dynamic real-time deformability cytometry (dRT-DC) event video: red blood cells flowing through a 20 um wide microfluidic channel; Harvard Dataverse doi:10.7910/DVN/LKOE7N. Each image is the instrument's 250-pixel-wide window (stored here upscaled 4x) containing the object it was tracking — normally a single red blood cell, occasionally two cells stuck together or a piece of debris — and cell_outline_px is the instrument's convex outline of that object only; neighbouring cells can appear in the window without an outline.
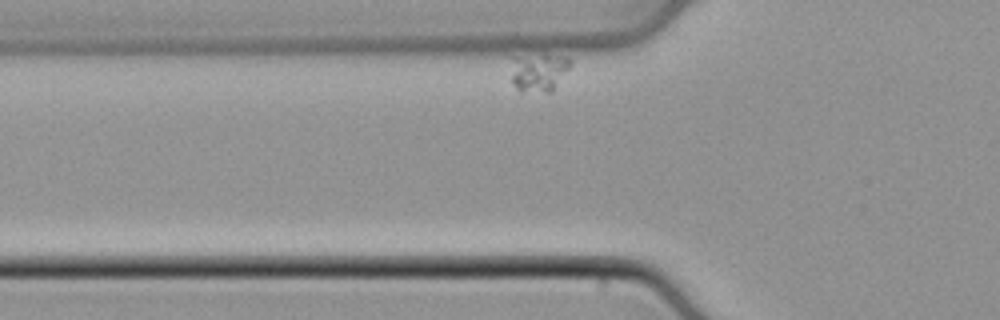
{"species": "common noctule bat (a hibernating species)", "species_latin": "Nyctalus noctula", "temperature_condition": "cold", "stored_images_in_passage": 33, "segment_of_instrument_passage": [1, 2], "camera_frame_rate_fps": 3000, "um_per_image_px": 0.085, "animal": {"sex": "male", "body_mass_g": 21.5, "forearm_length_mm": 52.0}, "frame": {"image": 1, "passage_image": 2, "time_ms": 0.333, "image_size_px": [1000, 320], "cell_outline_px": [[572, 64], [552, 92], [520, 92], [512, 84], [508, 56], [544, 52], [568, 56], [572, 60]], "centroid_in_image_um": [45.74, 6.05], "position_along_channel_um": 80.1, "area_um2": 14.57}}
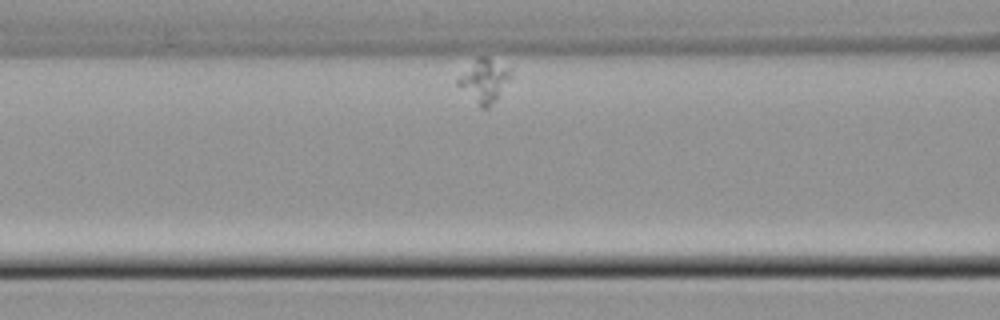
{"frame": {"image": 2, "passage_image": 7, "time_ms": 2.0, "image_size_px": [1000, 320], "cell_outline_px": [[512, 76], [496, 100], [488, 108], [480, 108], [456, 84], [456, 80], [476, 56], [488, 56], [512, 68]], "centroid_in_image_um": [41.18, 6.83], "position_along_channel_um": 125.4, "area_um2": 13.64}}
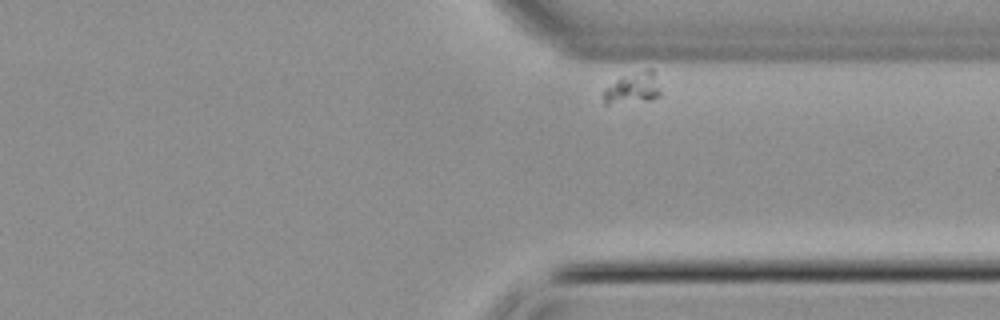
{"frame": {"image": 3, "passage_image": 30, "time_ms": 9.667, "image_size_px": [1000, 320], "cell_outline_px": [[660, 96], [648, 100], [608, 104], [604, 104], [604, 88], [620, 76], [644, 68], [652, 68], [660, 88]], "centroid_in_image_um": [53.79, 7.45], "position_along_channel_um": 357.6, "area_um2": 10.58}}